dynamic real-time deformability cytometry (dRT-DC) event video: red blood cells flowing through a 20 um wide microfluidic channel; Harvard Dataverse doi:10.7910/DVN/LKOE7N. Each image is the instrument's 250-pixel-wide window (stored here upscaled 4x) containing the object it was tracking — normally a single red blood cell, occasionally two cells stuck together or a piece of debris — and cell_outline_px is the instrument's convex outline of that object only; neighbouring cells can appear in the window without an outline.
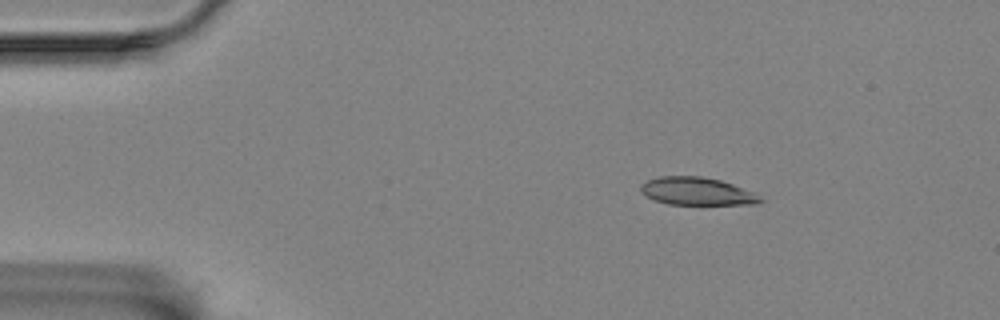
{"species": "Egyptian fruit bat (a non-hibernating species)", "species_latin": "Rousettus aegyptiacus", "temperature_condition": "room temperature", "stored_images_in_passage": 50, "camera_frame_rate_fps": 3000, "um_per_image_px": 0.085, "animal": {"sex": "female"}, "frame": {"image": 1, "passage_image": 1, "time_ms": 0.0, "image_size_px": [1000, 320], "cell_outline_px": [[764, 200], [760, 204], [668, 204], [644, 196], [640, 192], [640, 184], [648, 180], [660, 176], [700, 176], [720, 180], [756, 192]], "centroid_in_image_um": [59.25, 16.26], "position_along_channel_um": 25.7, "area_um2": 19.48}}
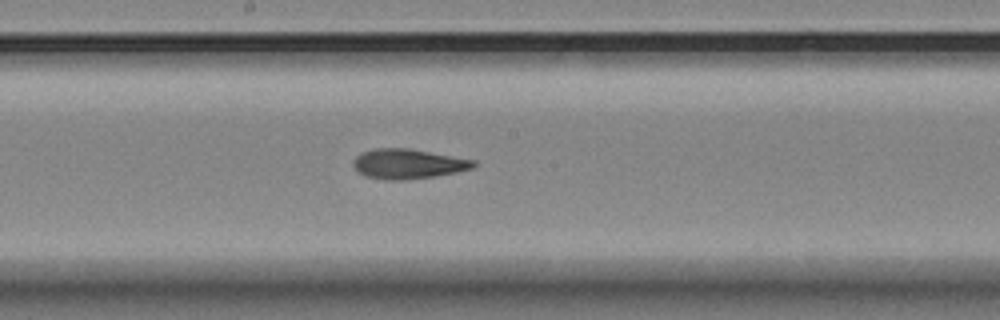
{"frame": {"image": 2, "passage_image": 23, "time_ms": 7.333, "image_size_px": [1000, 320], "cell_outline_px": [[476, 164], [472, 168], [456, 172], [432, 176], [404, 180], [384, 180], [364, 176], [356, 172], [352, 164], [356, 156], [364, 152], [376, 148], [408, 148], [476, 160]], "centroid_in_image_um": [34.64, 13.93], "position_along_channel_um": 213.6, "area_um2": 20.87}}
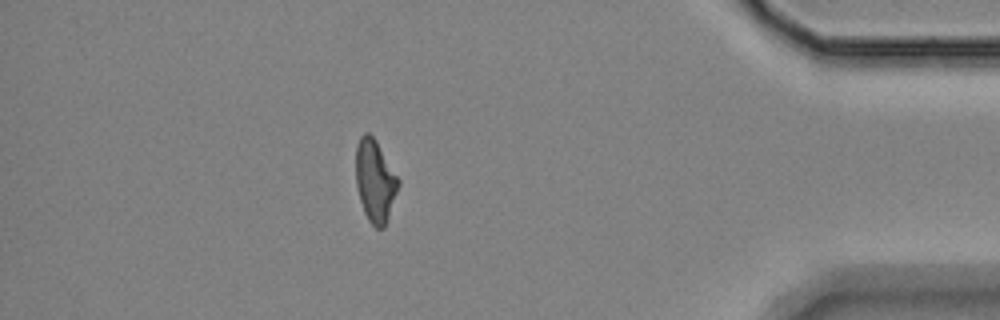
{"frame": {"image": 3, "passage_image": 43, "time_ms": 14.0, "image_size_px": [1000, 320], "cell_outline_px": [[400, 184], [388, 220], [384, 228], [376, 228], [368, 220], [364, 212], [360, 200], [356, 184], [356, 144], [360, 136], [364, 132], [368, 132], [376, 140], [400, 180]], "centroid_in_image_um": [31.89, 15.38], "position_along_channel_um": 403.3, "area_um2": 20.52}, "authors_computed_cell_mechanics": {"area_um2": 20.5768, "velocity_mm_per_s": 3.4462, "shape_relaxation_time_tau1_ms": 8.4014, "shape_relaxation_time_tau2_ms": 2.4685, "deformation_change_tau1": 0.218, "deformation_change_tau2": 0.1111}}